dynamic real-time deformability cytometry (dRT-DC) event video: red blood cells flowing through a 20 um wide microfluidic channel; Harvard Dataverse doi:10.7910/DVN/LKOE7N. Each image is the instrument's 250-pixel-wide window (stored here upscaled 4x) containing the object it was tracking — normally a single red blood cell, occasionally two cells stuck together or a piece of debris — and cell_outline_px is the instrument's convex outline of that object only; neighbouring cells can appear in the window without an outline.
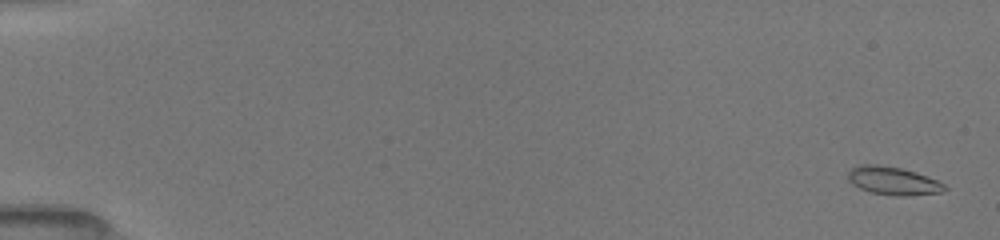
{"species": "common noctule bat (a hibernating species)", "species_latin": "Nyctalus noctula", "temperature_condition": "room temperature", "stored_images_in_passage": 19, "camera_frame_rate_fps": 3000, "um_per_image_px": 0.085, "animal": {"sex": "female", "body_mass_g": 19.5, "forearm_length_mm": 54.1}, "frame": {"image": 1, "passage_image": 2, "time_ms": 0.333, "image_size_px": [1000, 240], "cell_outline_px": [[948, 188], [940, 192], [908, 196], [892, 196], [872, 192], [860, 188], [852, 184], [848, 180], [848, 172], [852, 168], [860, 164], [876, 164], [900, 168], [916, 172], [936, 180], [944, 184]], "centroid_in_image_um": [75.89, 15.37], "position_along_channel_um": 9.1, "area_um2": 15.78}}
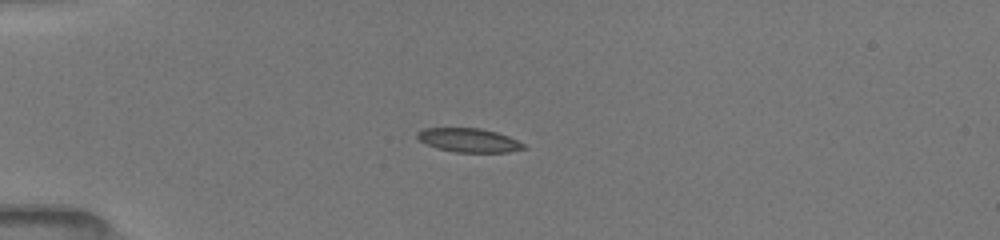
{"frame": {"image": 2, "passage_image": 13, "time_ms": 4.667, "image_size_px": [1000, 240], "cell_outline_px": [[528, 148], [508, 152], [456, 152], [436, 148], [424, 144], [416, 136], [416, 132], [424, 128], [480, 128], [496, 132], [508, 136], [524, 144]], "centroid_in_image_um": [39.82, 11.92], "position_along_channel_um": 45.2, "area_um2": 14.85}}
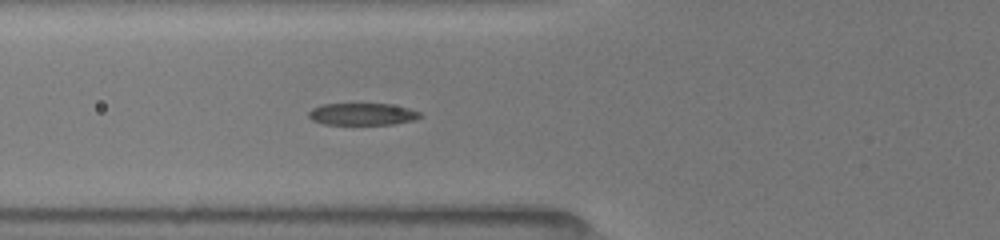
{"frame": {"image": 3, "passage_image": 19, "time_ms": 6.667, "image_size_px": [1000, 240], "cell_outline_px": [[424, 116], [416, 120], [392, 124], [324, 124], [312, 120], [308, 116], [308, 112], [312, 108], [320, 104], [388, 104], [408, 108], [420, 112]], "centroid_in_image_um": [30.81, 9.7], "position_along_channel_um": 95.0, "area_um2": 14.33}}